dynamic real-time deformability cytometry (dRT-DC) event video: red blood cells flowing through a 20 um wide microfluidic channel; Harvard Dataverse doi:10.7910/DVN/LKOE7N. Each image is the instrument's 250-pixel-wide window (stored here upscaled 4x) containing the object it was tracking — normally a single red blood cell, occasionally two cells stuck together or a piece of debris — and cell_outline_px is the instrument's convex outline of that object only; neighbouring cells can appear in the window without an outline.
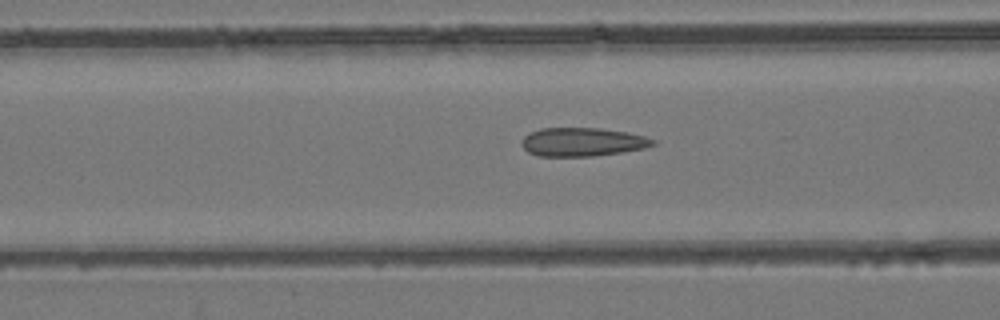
{"species": "common noctule bat (a hibernating species)", "species_latin": "Nyctalus noctula", "temperature_condition": "room temperature", "stored_images_in_passage": 34, "camera_frame_rate_fps": 3000, "um_per_image_px": 0.085, "animal": {"sex": "female", "body_mass_g": 24.6, "forearm_length_mm": 56.2}, "frame": {"image": 1, "passage_image": 8, "time_ms": 2.333, "image_size_px": [1000, 320], "cell_outline_px": [[656, 144], [644, 148], [624, 152], [592, 156], [536, 156], [528, 152], [520, 144], [524, 136], [540, 128], [600, 128], [628, 132], [644, 136], [656, 140]], "centroid_in_image_um": [49.51, 12.07], "position_along_channel_um": 117.1, "area_um2": 21.96}}
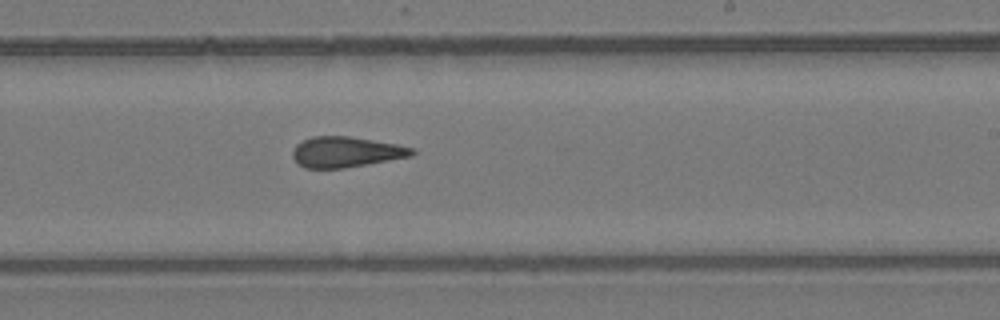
{"frame": {"image": 2, "passage_image": 19, "time_ms": 6.0, "image_size_px": [1000, 320], "cell_outline_px": [[416, 152], [412, 156], [368, 164], [344, 168], [304, 168], [292, 156], [292, 152], [296, 144], [312, 136], [348, 136], [396, 144], [416, 148]], "centroid_in_image_um": [29.43, 12.92], "position_along_channel_um": 259.6, "area_um2": 21.21}}
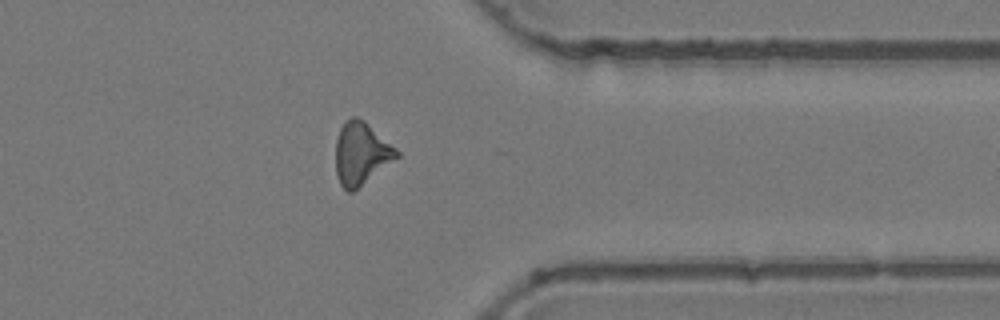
{"frame": {"image": 3, "passage_image": 29, "time_ms": 9.333, "image_size_px": [1000, 320], "cell_outline_px": [[400, 156], [352, 192], [348, 192], [340, 184], [336, 172], [336, 140], [340, 128], [344, 120], [352, 116], [356, 116], [364, 120], [396, 148], [400, 152]], "centroid_in_image_um": [30.69, 13.02], "position_along_channel_um": 380.7, "area_um2": 22.14}, "authors_computed_cell_mechanics": {"area_um2": 21.6172, "velocity_mm_per_s": 3.8876, "shape_relaxation_time_tau1_ms": null, "shape_relaxation_time_tau2_ms": 1.9222, "deformation_change_tau1": null, "deformation_change_tau2": 0.122}}